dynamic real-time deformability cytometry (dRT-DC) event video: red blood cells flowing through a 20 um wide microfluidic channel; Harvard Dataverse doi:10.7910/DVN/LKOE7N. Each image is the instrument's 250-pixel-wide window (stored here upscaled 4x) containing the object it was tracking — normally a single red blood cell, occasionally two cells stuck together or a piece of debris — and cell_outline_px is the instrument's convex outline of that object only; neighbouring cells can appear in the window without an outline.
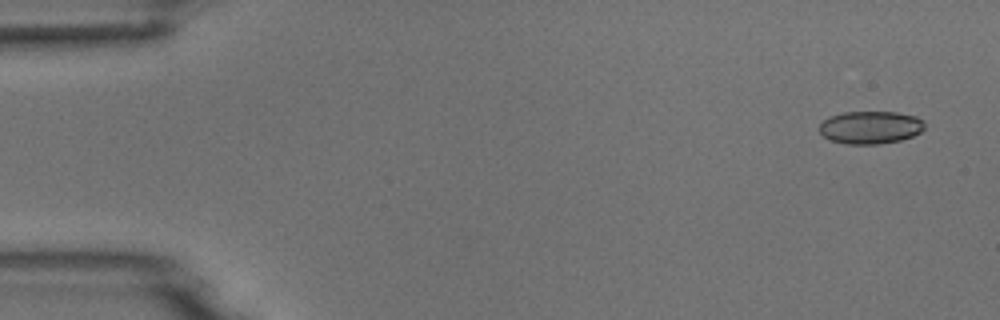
{"species": "common noctule bat (a hibernating species)", "species_latin": "Nyctalus noctula", "temperature_condition": "room temperature", "stored_images_in_passage": 4, "camera_frame_rate_fps": 3000, "um_per_image_px": 0.085, "animal": {"sex": "male", "body_mass_g": 18.8}, "frame": {"image": 1, "passage_image": 1, "time_ms": 0.0, "image_size_px": [1000, 320], "cell_outline_px": [[924, 128], [920, 132], [912, 136], [900, 140], [876, 144], [844, 144], [828, 140], [820, 132], [820, 124], [828, 116], [844, 112], [896, 112], [916, 116], [924, 120]], "centroid_in_image_um": [73.97, 10.83], "position_along_channel_um": 11.0, "area_um2": 20.17}}